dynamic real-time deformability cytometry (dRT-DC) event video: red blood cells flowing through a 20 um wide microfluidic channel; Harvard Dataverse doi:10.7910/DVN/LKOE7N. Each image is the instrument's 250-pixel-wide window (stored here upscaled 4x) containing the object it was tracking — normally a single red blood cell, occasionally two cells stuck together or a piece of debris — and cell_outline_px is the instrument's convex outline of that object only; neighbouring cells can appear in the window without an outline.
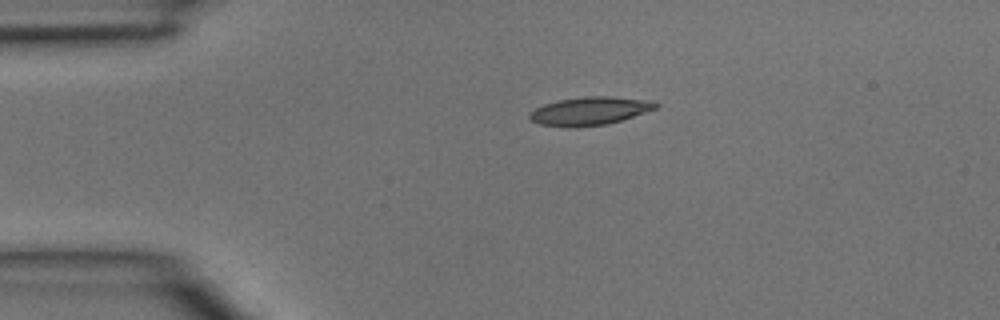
{"species": "common noctule bat (a hibernating species)", "species_latin": "Nyctalus noctula", "temperature_condition": "room temperature", "stored_images_in_passage": 2, "camera_frame_rate_fps": 3000, "um_per_image_px": 0.085, "animal": {"sex": "male", "body_mass_g": 15.6}, "frame": {"image": 1, "passage_image": 1, "time_ms": 0.0, "image_size_px": [1000, 320], "cell_outline_px": [[660, 104], [656, 108], [608, 124], [576, 128], [540, 124], [532, 120], [528, 116], [528, 112], [544, 104], [560, 100], [584, 96], [612, 96], [656, 100]], "centroid_in_image_um": [50.15, 9.42], "position_along_channel_um": 34.8, "area_um2": 20.87}}